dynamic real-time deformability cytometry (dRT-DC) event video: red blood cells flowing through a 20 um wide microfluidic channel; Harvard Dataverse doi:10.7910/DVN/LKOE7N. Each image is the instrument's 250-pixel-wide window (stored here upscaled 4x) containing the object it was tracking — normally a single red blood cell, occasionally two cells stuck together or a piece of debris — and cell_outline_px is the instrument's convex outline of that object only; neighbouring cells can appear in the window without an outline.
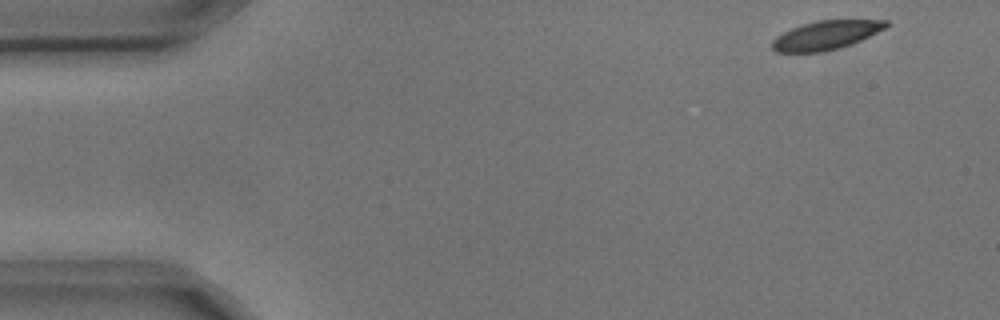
{"species": "common noctule bat (a hibernating species)", "species_latin": "Nyctalus noctula", "temperature_condition": "cold", "stored_images_in_passage": 4, "camera_frame_rate_fps": 3000, "um_per_image_px": 0.085, "animal": {"sex": "male", "body_mass_g": 17.9, "forearm_length_mm": 54.2}, "frame": {"image": 1, "passage_image": 1, "time_ms": 0.0, "image_size_px": [1000, 320], "cell_outline_px": [[888, 24], [884, 28], [852, 44], [840, 48], [820, 52], [776, 52], [772, 48], [772, 40], [776, 36], [792, 28], [816, 20], [888, 20]], "centroid_in_image_um": [70.17, 2.99], "position_along_channel_um": 14.8, "area_um2": 18.9}}
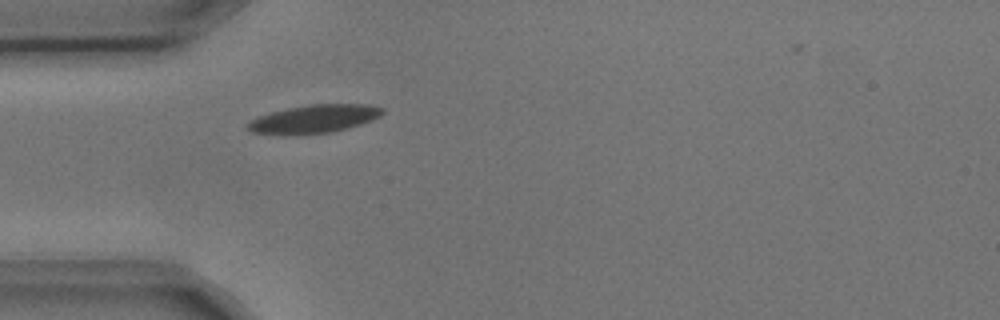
{"frame": {"image": 2, "passage_image": 4, "time_ms": 1.0, "image_size_px": [1000, 320], "cell_outline_px": [[384, 112], [380, 116], [372, 120], [360, 124], [332, 132], [252, 132], [244, 124], [256, 116], [288, 108], [312, 104], [368, 104], [384, 108]], "centroid_in_image_um": [26.76, 10.05], "position_along_channel_um": 58.2, "area_um2": 21.27}}